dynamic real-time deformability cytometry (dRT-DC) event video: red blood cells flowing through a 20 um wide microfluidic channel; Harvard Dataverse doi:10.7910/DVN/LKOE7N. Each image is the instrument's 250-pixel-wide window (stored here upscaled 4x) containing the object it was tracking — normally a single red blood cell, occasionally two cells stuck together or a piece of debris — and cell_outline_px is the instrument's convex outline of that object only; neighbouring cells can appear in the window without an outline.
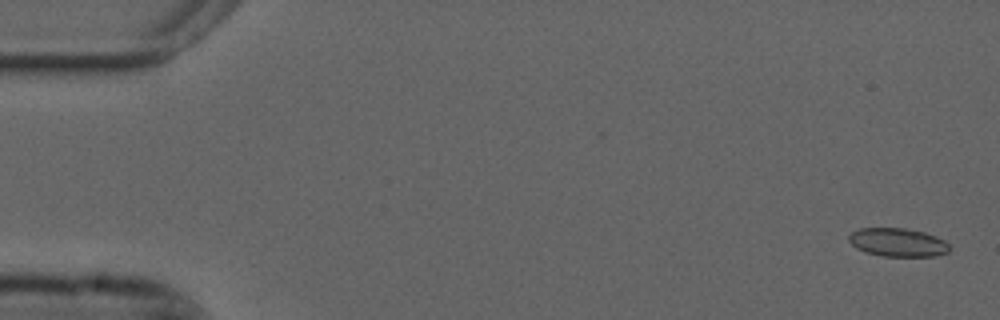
{"species": "common noctule bat (a hibernating species)", "species_latin": "Nyctalus noctula", "temperature_condition": "cold", "stored_images_in_passage": 14, "camera_frame_rate_fps": 3000, "um_per_image_px": 0.085, "animal": {"sex": "male", "forearm_length_mm": 52.5}, "frame": {"image": 1, "passage_image": 2, "time_ms": 0.333, "image_size_px": [1000, 320], "cell_outline_px": [[948, 252], [932, 256], [884, 256], [864, 252], [856, 248], [848, 240], [848, 236], [852, 232], [860, 228], [904, 228], [924, 232], [936, 236], [944, 240], [948, 244]], "centroid_in_image_um": [76.28, 20.6], "position_along_channel_um": 8.7, "area_um2": 16.59}}